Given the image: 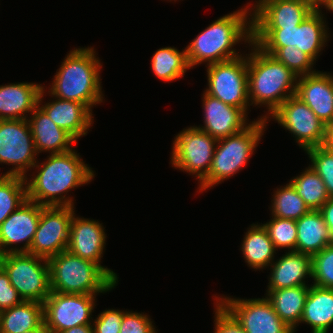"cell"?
Returning a JSON list of instances; mask_svg holds the SVG:
<instances>
[{
    "label": "cell",
    "instance_id": "60d3db41",
    "mask_svg": "<svg viewBox=\"0 0 333 333\" xmlns=\"http://www.w3.org/2000/svg\"><path fill=\"white\" fill-rule=\"evenodd\" d=\"M22 298L11 285L8 275L0 266V311L19 305Z\"/></svg>",
    "mask_w": 333,
    "mask_h": 333
},
{
    "label": "cell",
    "instance_id": "ee69618b",
    "mask_svg": "<svg viewBox=\"0 0 333 333\" xmlns=\"http://www.w3.org/2000/svg\"><path fill=\"white\" fill-rule=\"evenodd\" d=\"M324 145L328 148H333V121L327 125Z\"/></svg>",
    "mask_w": 333,
    "mask_h": 333
},
{
    "label": "cell",
    "instance_id": "4fadbf2b",
    "mask_svg": "<svg viewBox=\"0 0 333 333\" xmlns=\"http://www.w3.org/2000/svg\"><path fill=\"white\" fill-rule=\"evenodd\" d=\"M96 296L51 291L43 302L45 328L49 333H59L78 325L92 324Z\"/></svg>",
    "mask_w": 333,
    "mask_h": 333
},
{
    "label": "cell",
    "instance_id": "d6a6232c",
    "mask_svg": "<svg viewBox=\"0 0 333 333\" xmlns=\"http://www.w3.org/2000/svg\"><path fill=\"white\" fill-rule=\"evenodd\" d=\"M27 200V187L22 176H0V225Z\"/></svg>",
    "mask_w": 333,
    "mask_h": 333
},
{
    "label": "cell",
    "instance_id": "83f0119b",
    "mask_svg": "<svg viewBox=\"0 0 333 333\" xmlns=\"http://www.w3.org/2000/svg\"><path fill=\"white\" fill-rule=\"evenodd\" d=\"M310 285L266 290V298L271 302L274 311L290 328L297 331L303 314ZM296 329V330H295Z\"/></svg>",
    "mask_w": 333,
    "mask_h": 333
},
{
    "label": "cell",
    "instance_id": "9c48e42d",
    "mask_svg": "<svg viewBox=\"0 0 333 333\" xmlns=\"http://www.w3.org/2000/svg\"><path fill=\"white\" fill-rule=\"evenodd\" d=\"M207 66L208 87L205 93L246 114L250 107L248 97V54Z\"/></svg>",
    "mask_w": 333,
    "mask_h": 333
},
{
    "label": "cell",
    "instance_id": "603a6c76",
    "mask_svg": "<svg viewBox=\"0 0 333 333\" xmlns=\"http://www.w3.org/2000/svg\"><path fill=\"white\" fill-rule=\"evenodd\" d=\"M43 86L29 82L0 85V120L28 119L38 106Z\"/></svg>",
    "mask_w": 333,
    "mask_h": 333
},
{
    "label": "cell",
    "instance_id": "44dd1931",
    "mask_svg": "<svg viewBox=\"0 0 333 333\" xmlns=\"http://www.w3.org/2000/svg\"><path fill=\"white\" fill-rule=\"evenodd\" d=\"M295 95L326 125L333 121V75L317 72L298 77Z\"/></svg>",
    "mask_w": 333,
    "mask_h": 333
},
{
    "label": "cell",
    "instance_id": "d4e9b609",
    "mask_svg": "<svg viewBox=\"0 0 333 333\" xmlns=\"http://www.w3.org/2000/svg\"><path fill=\"white\" fill-rule=\"evenodd\" d=\"M296 252L313 256L330 244L333 238L320 210H309L296 220Z\"/></svg>",
    "mask_w": 333,
    "mask_h": 333
},
{
    "label": "cell",
    "instance_id": "74e56055",
    "mask_svg": "<svg viewBox=\"0 0 333 333\" xmlns=\"http://www.w3.org/2000/svg\"><path fill=\"white\" fill-rule=\"evenodd\" d=\"M119 333H157L149 315L124 311Z\"/></svg>",
    "mask_w": 333,
    "mask_h": 333
},
{
    "label": "cell",
    "instance_id": "7bdbcfd3",
    "mask_svg": "<svg viewBox=\"0 0 333 333\" xmlns=\"http://www.w3.org/2000/svg\"><path fill=\"white\" fill-rule=\"evenodd\" d=\"M59 333H93V327H92V324L78 325V326L63 330Z\"/></svg>",
    "mask_w": 333,
    "mask_h": 333
},
{
    "label": "cell",
    "instance_id": "8fae6325",
    "mask_svg": "<svg viewBox=\"0 0 333 333\" xmlns=\"http://www.w3.org/2000/svg\"><path fill=\"white\" fill-rule=\"evenodd\" d=\"M269 118L293 134L304 151L325 144L327 125L296 95L287 98L267 121Z\"/></svg>",
    "mask_w": 333,
    "mask_h": 333
},
{
    "label": "cell",
    "instance_id": "8992f818",
    "mask_svg": "<svg viewBox=\"0 0 333 333\" xmlns=\"http://www.w3.org/2000/svg\"><path fill=\"white\" fill-rule=\"evenodd\" d=\"M267 122L254 119L243 131L217 140L210 171L200 182L199 192L213 188L243 169L264 135Z\"/></svg>",
    "mask_w": 333,
    "mask_h": 333
},
{
    "label": "cell",
    "instance_id": "ffe728a7",
    "mask_svg": "<svg viewBox=\"0 0 333 333\" xmlns=\"http://www.w3.org/2000/svg\"><path fill=\"white\" fill-rule=\"evenodd\" d=\"M43 86L38 106L48 115V117L61 129L69 133L76 141L82 136H86L93 124V112L80 102L63 100L54 97L53 101L41 103L45 91ZM43 104V105H42ZM42 105V106H40Z\"/></svg>",
    "mask_w": 333,
    "mask_h": 333
},
{
    "label": "cell",
    "instance_id": "4dcf8cb0",
    "mask_svg": "<svg viewBox=\"0 0 333 333\" xmlns=\"http://www.w3.org/2000/svg\"><path fill=\"white\" fill-rule=\"evenodd\" d=\"M289 183L304 200L309 210H320L330 199L322 178L310 166L300 175L293 177Z\"/></svg>",
    "mask_w": 333,
    "mask_h": 333
},
{
    "label": "cell",
    "instance_id": "ba28073f",
    "mask_svg": "<svg viewBox=\"0 0 333 333\" xmlns=\"http://www.w3.org/2000/svg\"><path fill=\"white\" fill-rule=\"evenodd\" d=\"M0 266L23 301L43 303L51 293L48 259L28 252L6 253L0 255Z\"/></svg>",
    "mask_w": 333,
    "mask_h": 333
},
{
    "label": "cell",
    "instance_id": "e575fe53",
    "mask_svg": "<svg viewBox=\"0 0 333 333\" xmlns=\"http://www.w3.org/2000/svg\"><path fill=\"white\" fill-rule=\"evenodd\" d=\"M272 56L283 63L298 77L317 72L316 69H313L316 62L294 45L280 47Z\"/></svg>",
    "mask_w": 333,
    "mask_h": 333
},
{
    "label": "cell",
    "instance_id": "6da1fadb",
    "mask_svg": "<svg viewBox=\"0 0 333 333\" xmlns=\"http://www.w3.org/2000/svg\"><path fill=\"white\" fill-rule=\"evenodd\" d=\"M47 157L46 161L34 164L36 172L31 179L25 177L27 199L43 206L75 207L74 198L66 194L90 183L95 171L85 164L75 149Z\"/></svg>",
    "mask_w": 333,
    "mask_h": 333
},
{
    "label": "cell",
    "instance_id": "1f68e13d",
    "mask_svg": "<svg viewBox=\"0 0 333 333\" xmlns=\"http://www.w3.org/2000/svg\"><path fill=\"white\" fill-rule=\"evenodd\" d=\"M272 196L270 211L273 217L298 220L309 211L290 183L277 188Z\"/></svg>",
    "mask_w": 333,
    "mask_h": 333
},
{
    "label": "cell",
    "instance_id": "7a4b0ae2",
    "mask_svg": "<svg viewBox=\"0 0 333 333\" xmlns=\"http://www.w3.org/2000/svg\"><path fill=\"white\" fill-rule=\"evenodd\" d=\"M251 4L224 15L212 22L186 46V54L191 69L199 64H213L237 58L236 44L252 42ZM250 16V17H249Z\"/></svg>",
    "mask_w": 333,
    "mask_h": 333
},
{
    "label": "cell",
    "instance_id": "836d02e7",
    "mask_svg": "<svg viewBox=\"0 0 333 333\" xmlns=\"http://www.w3.org/2000/svg\"><path fill=\"white\" fill-rule=\"evenodd\" d=\"M272 217L263 224L275 248L296 252L297 226L296 220Z\"/></svg>",
    "mask_w": 333,
    "mask_h": 333
},
{
    "label": "cell",
    "instance_id": "f1b7e54d",
    "mask_svg": "<svg viewBox=\"0 0 333 333\" xmlns=\"http://www.w3.org/2000/svg\"><path fill=\"white\" fill-rule=\"evenodd\" d=\"M44 326L43 303L23 301L0 311V333H24Z\"/></svg>",
    "mask_w": 333,
    "mask_h": 333
},
{
    "label": "cell",
    "instance_id": "ab89813d",
    "mask_svg": "<svg viewBox=\"0 0 333 333\" xmlns=\"http://www.w3.org/2000/svg\"><path fill=\"white\" fill-rule=\"evenodd\" d=\"M214 333H246L236 319L214 299Z\"/></svg>",
    "mask_w": 333,
    "mask_h": 333
},
{
    "label": "cell",
    "instance_id": "277c9868",
    "mask_svg": "<svg viewBox=\"0 0 333 333\" xmlns=\"http://www.w3.org/2000/svg\"><path fill=\"white\" fill-rule=\"evenodd\" d=\"M249 47L252 48L247 71L250 106L266 107L267 112L260 118L267 120L287 98L295 95L298 76L255 43L251 42Z\"/></svg>",
    "mask_w": 333,
    "mask_h": 333
},
{
    "label": "cell",
    "instance_id": "ac0fdd59",
    "mask_svg": "<svg viewBox=\"0 0 333 333\" xmlns=\"http://www.w3.org/2000/svg\"><path fill=\"white\" fill-rule=\"evenodd\" d=\"M75 214L71 220L67 251L95 262L118 283L119 277L115 271L101 265L107 237L104 226L99 221L76 217Z\"/></svg>",
    "mask_w": 333,
    "mask_h": 333
},
{
    "label": "cell",
    "instance_id": "8d00e7d4",
    "mask_svg": "<svg viewBox=\"0 0 333 333\" xmlns=\"http://www.w3.org/2000/svg\"><path fill=\"white\" fill-rule=\"evenodd\" d=\"M313 285L333 289V244L312 256Z\"/></svg>",
    "mask_w": 333,
    "mask_h": 333
},
{
    "label": "cell",
    "instance_id": "d590c367",
    "mask_svg": "<svg viewBox=\"0 0 333 333\" xmlns=\"http://www.w3.org/2000/svg\"><path fill=\"white\" fill-rule=\"evenodd\" d=\"M311 160L309 166L322 178L327 193L333 197V151L325 145L305 151Z\"/></svg>",
    "mask_w": 333,
    "mask_h": 333
},
{
    "label": "cell",
    "instance_id": "7402d4cb",
    "mask_svg": "<svg viewBox=\"0 0 333 333\" xmlns=\"http://www.w3.org/2000/svg\"><path fill=\"white\" fill-rule=\"evenodd\" d=\"M267 290H278L308 285L312 278V257L295 251H287L270 265Z\"/></svg>",
    "mask_w": 333,
    "mask_h": 333
},
{
    "label": "cell",
    "instance_id": "5b68a950",
    "mask_svg": "<svg viewBox=\"0 0 333 333\" xmlns=\"http://www.w3.org/2000/svg\"><path fill=\"white\" fill-rule=\"evenodd\" d=\"M48 262L53 292L98 295L118 284L101 266L67 250L50 257Z\"/></svg>",
    "mask_w": 333,
    "mask_h": 333
},
{
    "label": "cell",
    "instance_id": "7dc6e473",
    "mask_svg": "<svg viewBox=\"0 0 333 333\" xmlns=\"http://www.w3.org/2000/svg\"><path fill=\"white\" fill-rule=\"evenodd\" d=\"M24 333H49L47 329H33L25 331Z\"/></svg>",
    "mask_w": 333,
    "mask_h": 333
},
{
    "label": "cell",
    "instance_id": "b9f144b4",
    "mask_svg": "<svg viewBox=\"0 0 333 333\" xmlns=\"http://www.w3.org/2000/svg\"><path fill=\"white\" fill-rule=\"evenodd\" d=\"M320 212L322 213L333 238V197H330V199L321 207Z\"/></svg>",
    "mask_w": 333,
    "mask_h": 333
},
{
    "label": "cell",
    "instance_id": "bcb514c9",
    "mask_svg": "<svg viewBox=\"0 0 333 333\" xmlns=\"http://www.w3.org/2000/svg\"><path fill=\"white\" fill-rule=\"evenodd\" d=\"M324 6V8H326L328 11H332L333 12V0H327L322 6L321 8Z\"/></svg>",
    "mask_w": 333,
    "mask_h": 333
},
{
    "label": "cell",
    "instance_id": "7c38bea8",
    "mask_svg": "<svg viewBox=\"0 0 333 333\" xmlns=\"http://www.w3.org/2000/svg\"><path fill=\"white\" fill-rule=\"evenodd\" d=\"M37 155L27 119L0 120V164L14 166L3 175L27 177Z\"/></svg>",
    "mask_w": 333,
    "mask_h": 333
},
{
    "label": "cell",
    "instance_id": "e0dca14e",
    "mask_svg": "<svg viewBox=\"0 0 333 333\" xmlns=\"http://www.w3.org/2000/svg\"><path fill=\"white\" fill-rule=\"evenodd\" d=\"M251 5L252 28L295 27L316 9L307 0H257Z\"/></svg>",
    "mask_w": 333,
    "mask_h": 333
},
{
    "label": "cell",
    "instance_id": "9a60e30c",
    "mask_svg": "<svg viewBox=\"0 0 333 333\" xmlns=\"http://www.w3.org/2000/svg\"><path fill=\"white\" fill-rule=\"evenodd\" d=\"M75 208L43 206L39 224L28 253L49 259L67 250L70 225Z\"/></svg>",
    "mask_w": 333,
    "mask_h": 333
},
{
    "label": "cell",
    "instance_id": "f6af8a7d",
    "mask_svg": "<svg viewBox=\"0 0 333 333\" xmlns=\"http://www.w3.org/2000/svg\"><path fill=\"white\" fill-rule=\"evenodd\" d=\"M310 2L315 8H320L327 0H307Z\"/></svg>",
    "mask_w": 333,
    "mask_h": 333
},
{
    "label": "cell",
    "instance_id": "484cf974",
    "mask_svg": "<svg viewBox=\"0 0 333 333\" xmlns=\"http://www.w3.org/2000/svg\"><path fill=\"white\" fill-rule=\"evenodd\" d=\"M300 323L312 333H328L333 325V289L310 285Z\"/></svg>",
    "mask_w": 333,
    "mask_h": 333
},
{
    "label": "cell",
    "instance_id": "4316f807",
    "mask_svg": "<svg viewBox=\"0 0 333 333\" xmlns=\"http://www.w3.org/2000/svg\"><path fill=\"white\" fill-rule=\"evenodd\" d=\"M247 229L241 244L242 257L248 267L255 271L269 268L278 250L269 238L266 228L262 223H253Z\"/></svg>",
    "mask_w": 333,
    "mask_h": 333
},
{
    "label": "cell",
    "instance_id": "2e32d148",
    "mask_svg": "<svg viewBox=\"0 0 333 333\" xmlns=\"http://www.w3.org/2000/svg\"><path fill=\"white\" fill-rule=\"evenodd\" d=\"M41 211L42 205L27 199L4 220L0 225V255L29 251ZM21 242L23 246L19 247Z\"/></svg>",
    "mask_w": 333,
    "mask_h": 333
},
{
    "label": "cell",
    "instance_id": "3957f363",
    "mask_svg": "<svg viewBox=\"0 0 333 333\" xmlns=\"http://www.w3.org/2000/svg\"><path fill=\"white\" fill-rule=\"evenodd\" d=\"M94 49L88 46L69 51L49 86V96L80 102L91 112L93 106L105 100L100 77L102 64Z\"/></svg>",
    "mask_w": 333,
    "mask_h": 333
},
{
    "label": "cell",
    "instance_id": "52a82bcc",
    "mask_svg": "<svg viewBox=\"0 0 333 333\" xmlns=\"http://www.w3.org/2000/svg\"><path fill=\"white\" fill-rule=\"evenodd\" d=\"M321 8H316L300 25L289 28H252V42L273 55L280 47L294 45L315 62L330 34ZM328 30V31H327Z\"/></svg>",
    "mask_w": 333,
    "mask_h": 333
},
{
    "label": "cell",
    "instance_id": "d6986e66",
    "mask_svg": "<svg viewBox=\"0 0 333 333\" xmlns=\"http://www.w3.org/2000/svg\"><path fill=\"white\" fill-rule=\"evenodd\" d=\"M202 104L204 109V126H195L196 128L208 133L215 139L225 138L237 134L247 128L248 114L241 108L233 107L223 103L203 92Z\"/></svg>",
    "mask_w": 333,
    "mask_h": 333
},
{
    "label": "cell",
    "instance_id": "cb8c5ba5",
    "mask_svg": "<svg viewBox=\"0 0 333 333\" xmlns=\"http://www.w3.org/2000/svg\"><path fill=\"white\" fill-rule=\"evenodd\" d=\"M27 120L30 124L37 154L41 152L58 154L73 149L72 144L76 143V140L58 127L39 106L33 110Z\"/></svg>",
    "mask_w": 333,
    "mask_h": 333
},
{
    "label": "cell",
    "instance_id": "5bb4252c",
    "mask_svg": "<svg viewBox=\"0 0 333 333\" xmlns=\"http://www.w3.org/2000/svg\"><path fill=\"white\" fill-rule=\"evenodd\" d=\"M214 297L246 333H294V330L280 319L266 296L255 299Z\"/></svg>",
    "mask_w": 333,
    "mask_h": 333
},
{
    "label": "cell",
    "instance_id": "f546056e",
    "mask_svg": "<svg viewBox=\"0 0 333 333\" xmlns=\"http://www.w3.org/2000/svg\"><path fill=\"white\" fill-rule=\"evenodd\" d=\"M151 68L154 75L166 82H172L184 77L190 68L186 49L179 51L175 47L160 48L152 56Z\"/></svg>",
    "mask_w": 333,
    "mask_h": 333
},
{
    "label": "cell",
    "instance_id": "f35d334b",
    "mask_svg": "<svg viewBox=\"0 0 333 333\" xmlns=\"http://www.w3.org/2000/svg\"><path fill=\"white\" fill-rule=\"evenodd\" d=\"M123 310L106 309L93 319V333H119Z\"/></svg>",
    "mask_w": 333,
    "mask_h": 333
},
{
    "label": "cell",
    "instance_id": "30bf717a",
    "mask_svg": "<svg viewBox=\"0 0 333 333\" xmlns=\"http://www.w3.org/2000/svg\"><path fill=\"white\" fill-rule=\"evenodd\" d=\"M217 139L195 126L174 137L171 164L175 169L194 175L200 183L209 173Z\"/></svg>",
    "mask_w": 333,
    "mask_h": 333
}]
</instances>
